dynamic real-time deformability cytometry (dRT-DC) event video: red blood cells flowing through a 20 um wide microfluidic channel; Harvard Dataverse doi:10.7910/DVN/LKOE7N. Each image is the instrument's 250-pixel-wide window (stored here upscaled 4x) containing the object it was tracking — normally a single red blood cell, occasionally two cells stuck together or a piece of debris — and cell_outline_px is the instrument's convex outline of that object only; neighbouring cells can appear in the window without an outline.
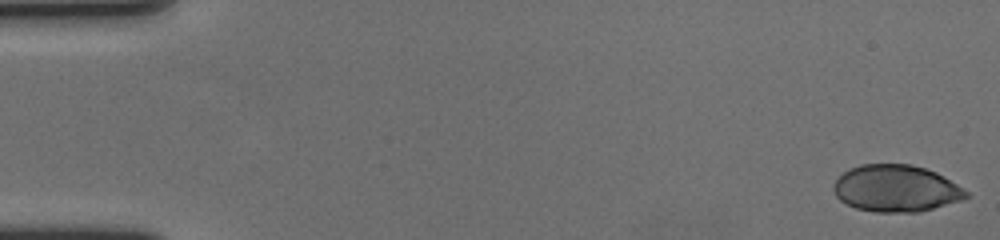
{"species": "human", "species_latin": "Homo sapiens", "temperature_condition": "cold", "stored_images_in_passage": 58, "camera_frame_rate_fps": 3000, "um_per_image_px": 0.085, "donor": {"sex": "female"}, "frame": {"image": 1, "passage_image": 1, "time_ms": 0.0, "image_size_px": [1000, 240], "cell_outline_px": [[972, 196], [960, 200], [920, 212], [876, 212], [856, 208], [840, 200], [836, 196], [832, 188], [832, 184], [848, 168], [860, 164], [912, 164], [936, 172], [944, 176], [968, 192]], "centroid_in_image_um": [76.15, 16.01], "position_along_channel_um": 8.9, "area_um2": 36.24}}
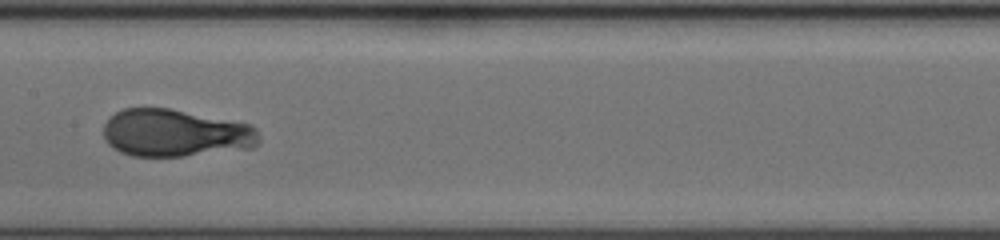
{"frame": {"image": 2, "passage_image": 30, "time_ms": 9.667, "image_size_px": [1000, 240], "cell_outline_px": [[260, 140], [252, 148], [184, 156], [132, 156], [120, 152], [112, 148], [104, 140], [104, 124], [116, 112], [124, 108], [168, 108], [252, 124], [256, 128], [260, 136]], "centroid_in_image_um": [14.91, 11.31], "position_along_channel_um": 192.5, "area_um2": 43.18}}
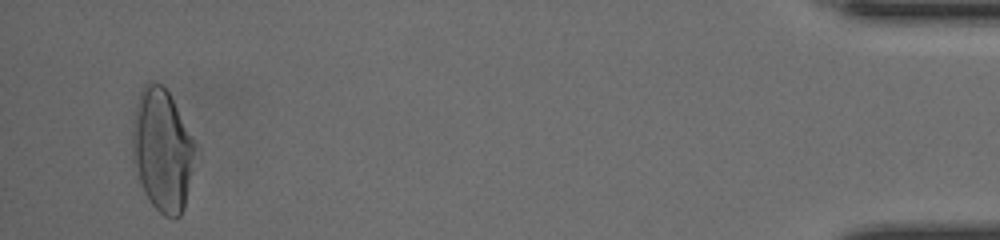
{"frame": {"image": 3, "passage_image": 56, "time_ms": 18.333, "image_size_px": [1000, 240], "cell_outline_px": [[200, 148], [184, 208], [180, 216], [164, 216], [152, 204], [144, 192], [140, 184], [132, 160], [132, 120], [140, 92], [144, 84], [148, 80], [160, 84], [168, 92]], "centroid_in_image_um": [13.83, 12.76], "position_along_channel_um": 421.4, "area_um2": 45.72}, "authors_computed_cell_mechanics": {"area_um2": 41.7316, "velocity_mm_per_s": 3.5473, "shape_relaxation_time_tau1_ms": 5.7665, "shape_relaxation_time_tau2_ms": 1.127, "deformation_change_tau1": 0.1771, "deformation_change_tau2": 0.05}}